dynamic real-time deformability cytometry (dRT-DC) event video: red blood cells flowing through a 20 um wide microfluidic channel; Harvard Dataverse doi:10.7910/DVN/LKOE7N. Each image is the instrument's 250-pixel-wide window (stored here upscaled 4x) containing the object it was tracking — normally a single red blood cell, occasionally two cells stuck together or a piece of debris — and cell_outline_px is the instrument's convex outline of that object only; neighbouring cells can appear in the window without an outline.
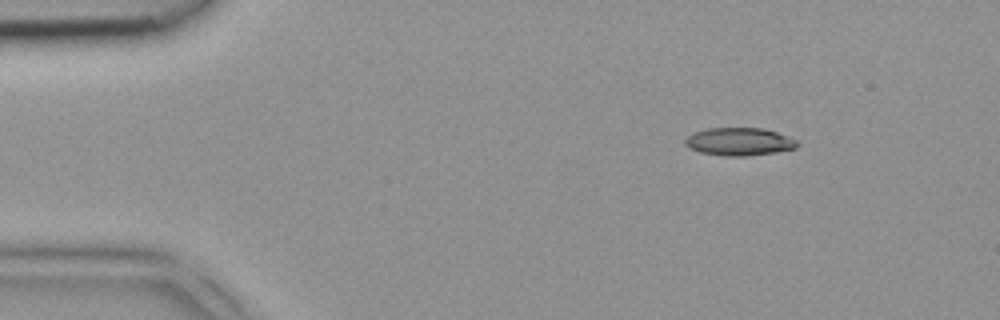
{"species": "common noctule bat (a hibernating species)", "species_latin": "Nyctalus noctula", "temperature_condition": "room temperature", "stored_images_in_passage": 3, "camera_frame_rate_fps": 3000, "um_per_image_px": 0.085, "animal": {"sex": "female", "body_mass_g": 18.4}, "frame": {"image": 1, "passage_image": 1, "time_ms": 0.0, "image_size_px": [1000, 320], "cell_outline_px": [[800, 144], [796, 148], [776, 152], [744, 156], [724, 156], [700, 152], [688, 148], [684, 144], [684, 140], [688, 136], [696, 132], [708, 128], [764, 128], [788, 136], [796, 140]], "centroid_in_image_um": [62.84, 12.04], "position_along_channel_um": 22.2, "area_um2": 18.21}}
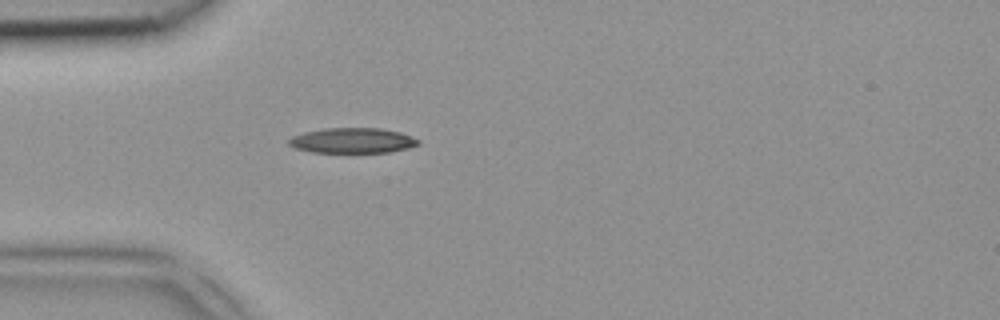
{"frame": {"image": 2, "passage_image": 3, "time_ms": 0.667, "image_size_px": [1000, 320], "cell_outline_px": [[420, 144], [408, 148], [388, 152], [312, 152], [296, 148], [288, 144], [288, 140], [292, 136], [304, 132], [324, 128], [380, 128], [400, 132], [420, 140]], "centroid_in_image_um": [29.96, 11.94], "position_along_channel_um": 55.0, "area_um2": 18.96}}